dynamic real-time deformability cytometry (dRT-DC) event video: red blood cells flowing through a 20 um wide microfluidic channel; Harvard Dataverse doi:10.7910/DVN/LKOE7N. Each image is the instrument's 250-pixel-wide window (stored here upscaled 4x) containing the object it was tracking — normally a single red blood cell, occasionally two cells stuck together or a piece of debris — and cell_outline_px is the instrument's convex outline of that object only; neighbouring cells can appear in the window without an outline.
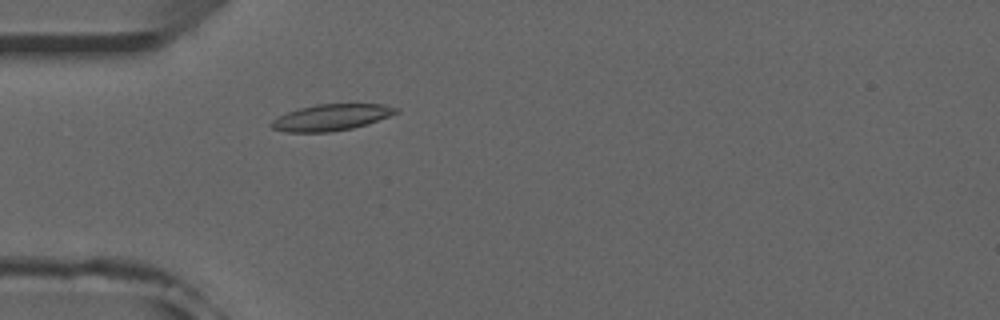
{"species": "common noctule bat (a hibernating species)", "species_latin": "Nyctalus noctula", "temperature_condition": "room temperature", "stored_images_in_passage": 21, "camera_frame_rate_fps": 3000, "um_per_image_px": 0.085, "animal": {"sex": "male", "forearm_length_mm": 52.5}, "frame": {"image": 1, "passage_image": 13, "time_ms": 4.0, "image_size_px": [1000, 320], "cell_outline_px": [[400, 112], [368, 124], [352, 128], [328, 132], [284, 132], [272, 128], [268, 124], [276, 116], [300, 108], [316, 104], [384, 104], [400, 108]], "centroid_in_image_um": [28.16, 9.97], "position_along_channel_um": 56.8, "area_um2": 19.31}}
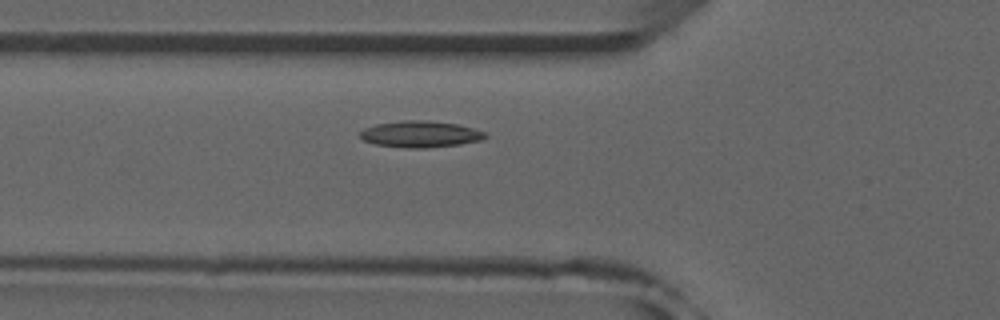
{"frame": {"image": 2, "passage_image": 16, "time_ms": 5.0, "image_size_px": [1000, 320], "cell_outline_px": [[488, 136], [480, 140], [460, 144], [428, 148], [404, 148], [376, 144], [364, 140], [360, 136], [360, 132], [364, 128], [376, 124], [404, 120], [420, 120], [456, 124], [472, 128], [484, 132]], "centroid_in_image_um": [35.71, 11.41], "position_along_channel_um": 90.1, "area_um2": 19.07}}
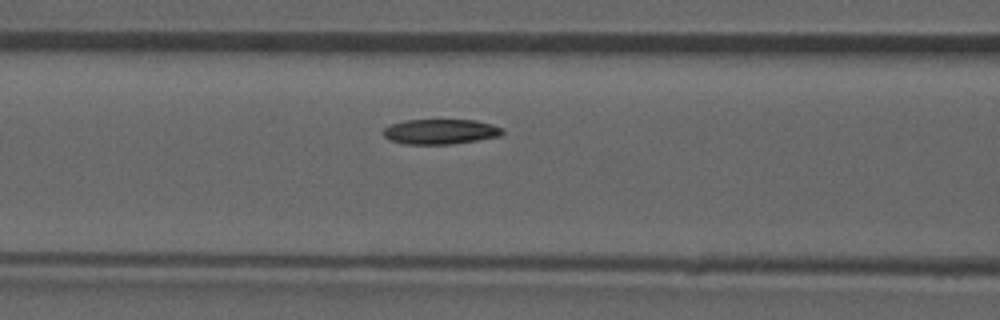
{"frame": {"image": 3, "passage_image": 19, "time_ms": 6.0, "image_size_px": [1000, 320], "cell_outline_px": [[504, 132], [500, 136], [452, 144], [404, 144], [392, 140], [384, 136], [384, 128], [392, 124], [404, 120], [476, 120], [492, 124], [504, 128]], "centroid_in_image_um": [37.47, 11.18], "position_along_channel_um": 129.1, "area_um2": 17.34}}